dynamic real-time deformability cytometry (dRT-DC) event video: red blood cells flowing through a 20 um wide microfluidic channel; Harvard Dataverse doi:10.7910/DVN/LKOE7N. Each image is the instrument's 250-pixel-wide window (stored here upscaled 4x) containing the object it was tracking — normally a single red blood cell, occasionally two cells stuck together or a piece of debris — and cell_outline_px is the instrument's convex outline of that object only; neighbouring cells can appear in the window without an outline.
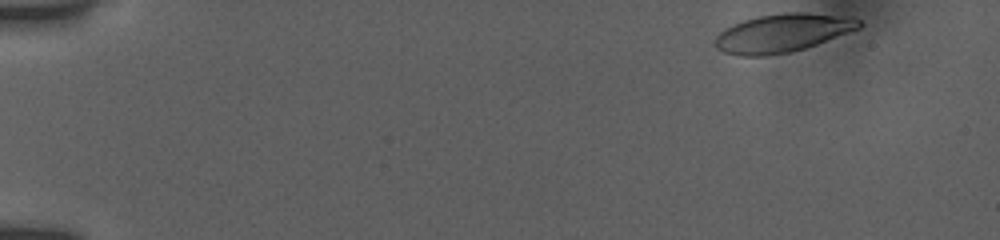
{"species": "human", "species_latin": "Homo sapiens", "temperature_condition": "room temperature", "stored_images_in_passage": 7, "camera_frame_rate_fps": 3000, "um_per_image_px": 0.085, "donor": {"sex": "female"}, "frame": {"image": 1, "passage_image": 1, "time_ms": 0.0, "image_size_px": [1000, 240], "cell_outline_px": [[864, 24], [860, 28], [816, 44], [804, 48], [788, 52], [764, 56], [740, 56], [724, 52], [716, 48], [716, 36], [724, 28], [732, 24], [744, 20], [760, 16], [784, 12], [804, 12], [852, 16], [860, 20]], "centroid_in_image_um": [66.54, 2.79], "position_along_channel_um": 18.5, "area_um2": 32.14}}
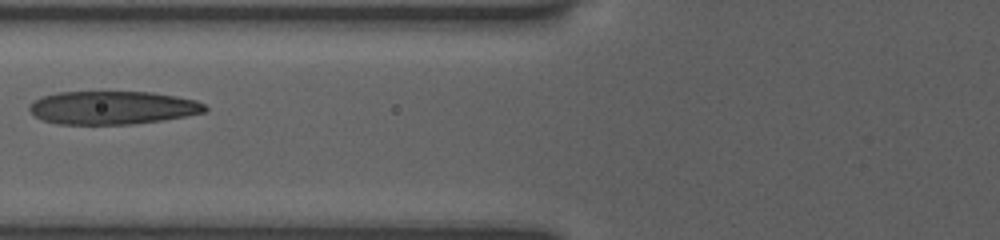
{"frame": {"image": 2, "passage_image": 6, "time_ms": 6.0, "image_size_px": [1000, 240], "cell_outline_px": [[208, 108], [204, 112], [184, 116], [160, 120], [132, 124], [56, 124], [44, 120], [36, 116], [28, 108], [28, 104], [32, 100], [40, 96], [56, 92], [152, 92], [176, 96], [196, 100], [204, 104]], "centroid_in_image_um": [9.51, 9.14], "position_along_channel_um": 116.3, "area_um2": 34.04}}
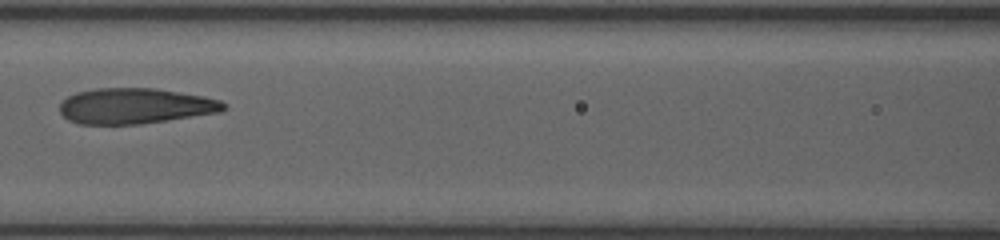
{"frame": {"image": 3, "passage_image": 7, "time_ms": 7.0, "image_size_px": [1000, 240], "cell_outline_px": [[224, 108], [220, 112], [140, 124], [76, 124], [68, 120], [60, 112], [60, 104], [68, 96], [76, 92], [96, 88], [156, 88], [204, 96], [220, 100], [224, 104]], "centroid_in_image_um": [11.45, 9.0], "position_along_channel_um": 155.2, "area_um2": 33.93}}